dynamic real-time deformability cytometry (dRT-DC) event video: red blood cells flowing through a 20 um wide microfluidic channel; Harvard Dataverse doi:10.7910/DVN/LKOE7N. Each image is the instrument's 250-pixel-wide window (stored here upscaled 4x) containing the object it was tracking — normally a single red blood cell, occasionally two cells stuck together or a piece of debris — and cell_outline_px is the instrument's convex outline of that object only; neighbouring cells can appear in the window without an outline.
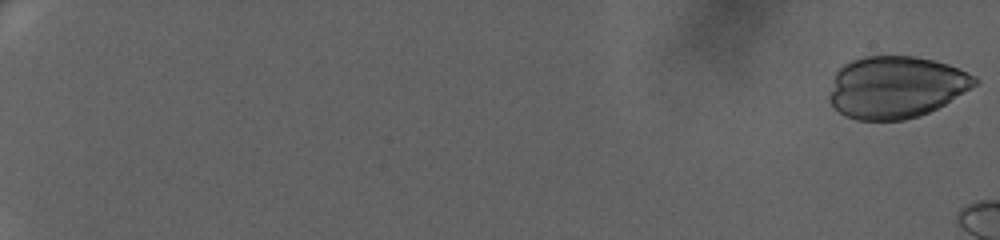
{"species": "human", "species_latin": "Homo sapiens", "temperature_condition": "warm", "stored_images_in_passage": 15, "camera_frame_rate_fps": 3000, "um_per_image_px": 0.085, "donor": {"sex": "female"}, "frame": {"image": 1, "passage_image": 1, "time_ms": 0.0, "image_size_px": [1000, 240], "cell_outline_px": [[980, 80], [976, 84], [944, 104], [920, 116], [904, 120], [856, 120], [844, 116], [828, 100], [828, 96], [836, 72], [844, 64], [852, 60], [864, 56], [916, 56], [948, 64], [976, 76]], "centroid_in_image_um": [76.13, 7.4], "position_along_channel_um": 8.9, "area_um2": 52.42}}